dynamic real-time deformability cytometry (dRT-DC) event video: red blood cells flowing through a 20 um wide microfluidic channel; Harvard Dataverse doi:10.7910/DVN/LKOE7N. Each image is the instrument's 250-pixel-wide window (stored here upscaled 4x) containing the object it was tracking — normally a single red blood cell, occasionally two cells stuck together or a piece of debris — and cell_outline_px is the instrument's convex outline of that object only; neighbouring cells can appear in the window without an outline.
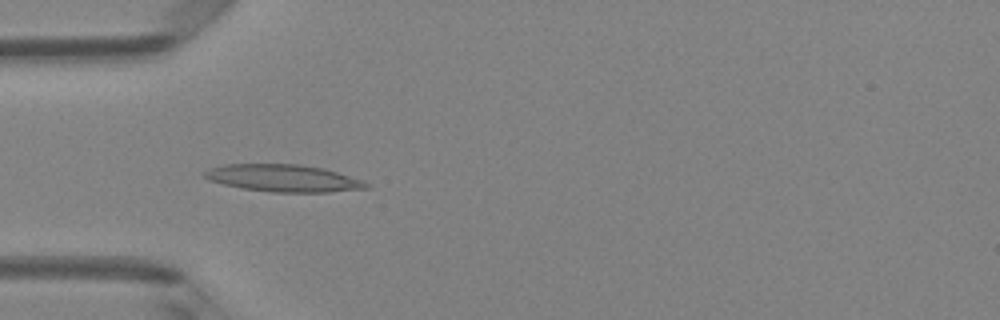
{"species": "Egyptian fruit bat (a non-hibernating species)", "species_latin": "Rousettus aegyptiacus", "temperature_condition": "room temperature", "stored_images_in_passage": 4, "camera_frame_rate_fps": 3000, "um_per_image_px": 0.085, "animal": {"sex": "female"}, "frame": {"image": 1, "passage_image": 3, "time_ms": 0.667, "image_size_px": [1000, 320], "cell_outline_px": [[372, 184], [368, 188], [328, 192], [272, 192], [240, 188], [208, 180], [204, 176], [204, 172], [208, 168], [220, 164], [300, 164], [324, 168], [364, 180]], "centroid_in_image_um": [24.09, 15.14], "position_along_channel_um": 60.9, "area_um2": 25.89}}
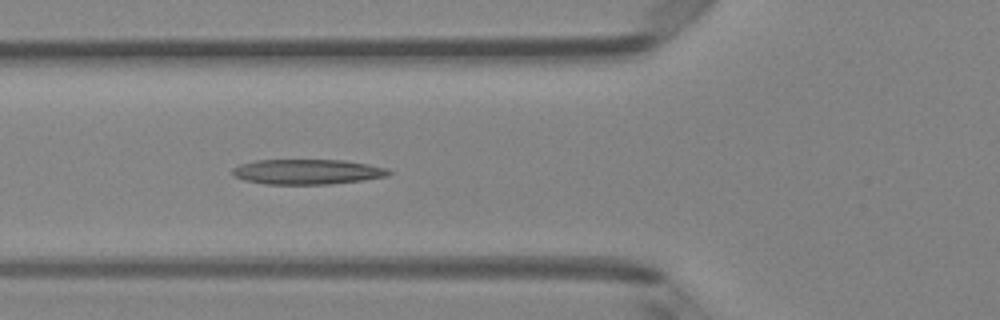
{"frame": {"image": 2, "passage_image": 4, "time_ms": 1.0, "image_size_px": [1000, 320], "cell_outline_px": [[392, 172], [388, 176], [364, 180], [328, 184], [264, 184], [244, 180], [236, 176], [232, 172], [232, 168], [240, 164], [256, 160], [344, 160], [368, 164], [388, 168]], "centroid_in_image_um": [26.14, 14.6], "position_along_channel_um": 99.7, "area_um2": 22.89}}